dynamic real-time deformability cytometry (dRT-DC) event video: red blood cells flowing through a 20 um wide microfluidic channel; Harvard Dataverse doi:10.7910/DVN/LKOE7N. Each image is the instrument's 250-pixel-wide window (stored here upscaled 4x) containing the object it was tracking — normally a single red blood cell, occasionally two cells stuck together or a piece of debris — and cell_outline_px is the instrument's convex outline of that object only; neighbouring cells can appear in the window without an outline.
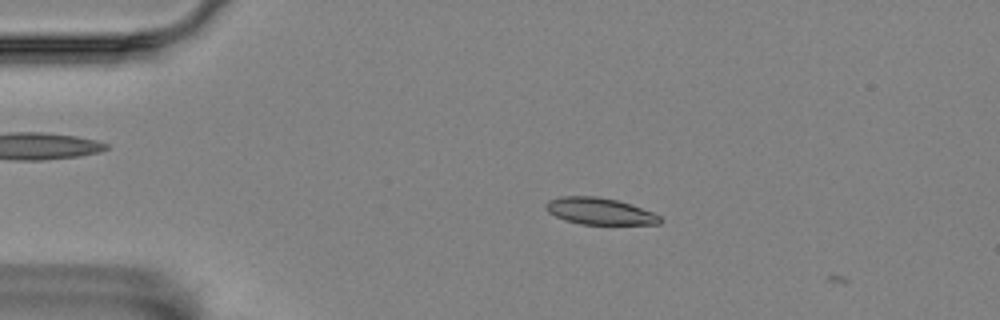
{"species": "Egyptian fruit bat (a non-hibernating species)", "species_latin": "Rousettus aegyptiacus", "temperature_condition": "room temperature", "stored_images_in_passage": 10, "camera_frame_rate_fps": 3000, "um_per_image_px": 0.085, "animal": {"sex": "female"}, "frame": {"image": 1, "passage_image": 6, "time_ms": 1.667, "image_size_px": [1000, 320], "cell_outline_px": [[664, 220], [660, 224], [580, 224], [564, 220], [548, 212], [544, 208], [544, 204], [548, 200], [560, 196], [596, 196], [616, 200], [652, 212], [660, 216]], "centroid_in_image_um": [50.92, 17.95], "position_along_channel_um": 34.1, "area_um2": 17.74}}